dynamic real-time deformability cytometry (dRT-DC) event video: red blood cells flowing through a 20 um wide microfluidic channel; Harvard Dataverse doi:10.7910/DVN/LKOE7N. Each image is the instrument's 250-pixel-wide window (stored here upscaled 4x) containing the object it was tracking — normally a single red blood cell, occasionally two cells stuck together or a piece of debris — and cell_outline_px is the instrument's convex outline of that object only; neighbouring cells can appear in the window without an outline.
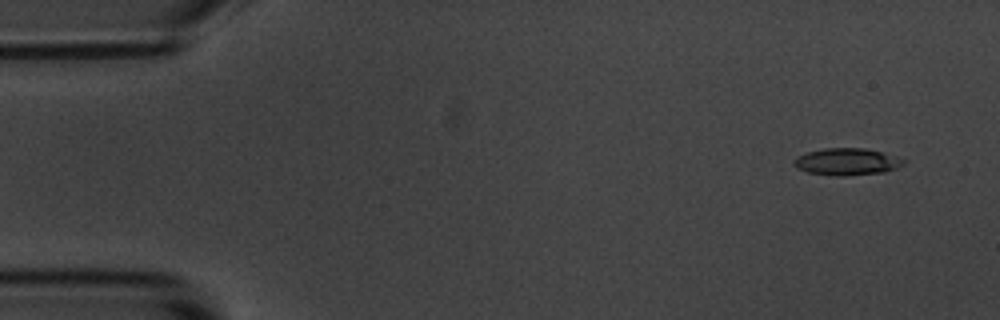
{"species": "common noctule bat (a hibernating species)", "species_latin": "Nyctalus noctula", "temperature_condition": "room temperature", "stored_images_in_passage": 19, "camera_frame_rate_fps": 3000, "um_per_image_px": 0.085, "animal": {"sex": "male", "body_mass_g": 20.1, "forearm_length_mm": 53.5}, "frame": {"image": 1, "passage_image": 4, "time_ms": 1.0, "image_size_px": [1000, 320], "cell_outline_px": [[904, 164], [896, 168], [884, 172], [848, 176], [836, 176], [808, 172], [796, 168], [792, 160], [808, 152], [824, 148], [864, 148], [896, 156], [904, 160]], "centroid_in_image_um": [71.98, 13.75], "position_along_channel_um": 13.0, "area_um2": 17.11}}
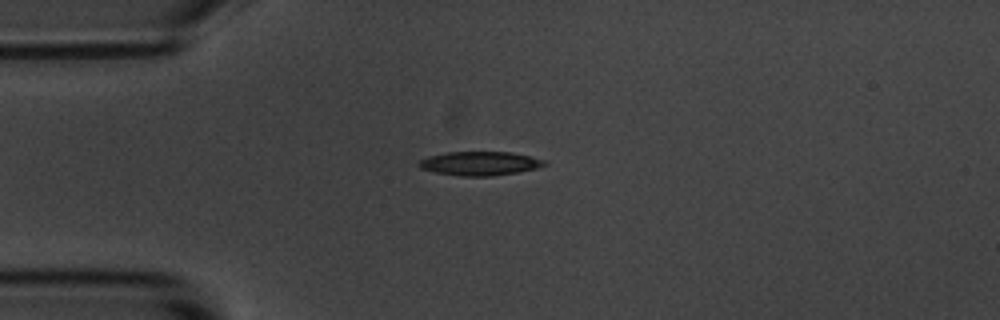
{"frame": {"image": 2, "passage_image": 14, "time_ms": 4.333, "image_size_px": [1000, 320], "cell_outline_px": [[548, 164], [536, 168], [516, 172], [492, 176], [460, 176], [436, 172], [420, 168], [416, 164], [420, 160], [428, 156], [448, 152], [512, 152], [548, 160]], "centroid_in_image_um": [40.8, 13.88], "position_along_channel_um": 44.2, "area_um2": 17.51}}
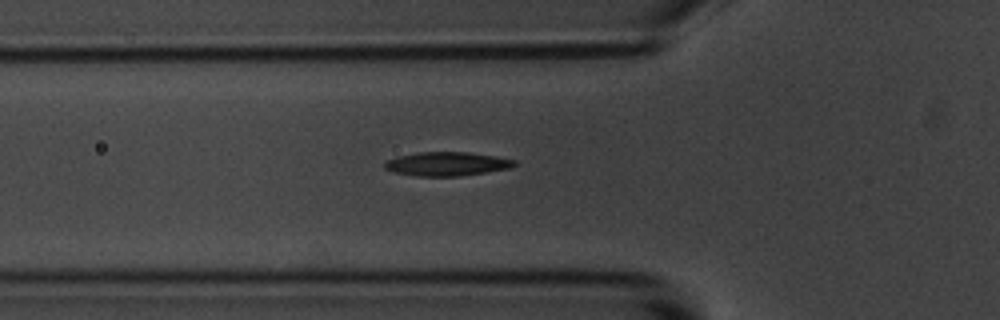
{"frame": {"image": 3, "passage_image": 19, "time_ms": 6.0, "image_size_px": [1000, 320], "cell_outline_px": [[516, 164], [508, 168], [460, 176], [416, 176], [396, 172], [384, 168], [384, 164], [388, 160], [396, 156], [420, 152], [468, 152], [496, 156], [516, 160]], "centroid_in_image_um": [37.97, 13.92], "position_along_channel_um": 87.8, "area_um2": 17.86}}